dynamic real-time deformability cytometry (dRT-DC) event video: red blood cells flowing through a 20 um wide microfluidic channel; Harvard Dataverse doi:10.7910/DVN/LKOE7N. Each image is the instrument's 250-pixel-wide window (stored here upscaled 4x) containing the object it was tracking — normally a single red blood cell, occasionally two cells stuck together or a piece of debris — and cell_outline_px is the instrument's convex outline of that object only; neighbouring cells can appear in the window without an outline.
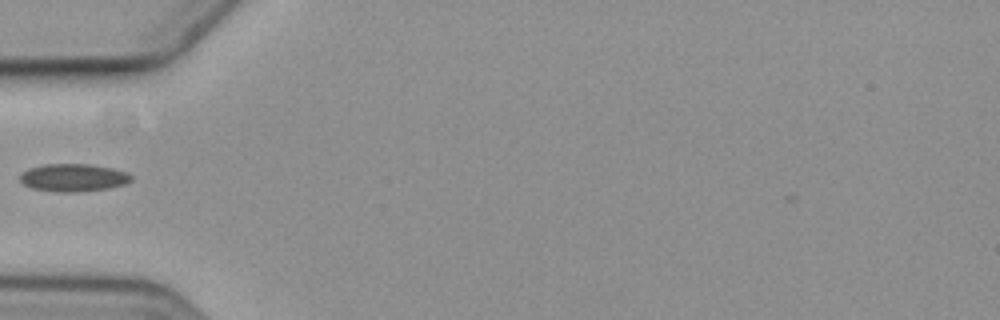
{"species": "common noctule bat (a hibernating species)", "species_latin": "Nyctalus noctula", "temperature_condition": "cold", "stored_images_in_passage": 2, "camera_frame_rate_fps": 3000, "um_per_image_px": 0.085, "animal": {"sex": "female", "body_mass_g": 19.3, "forearm_length_mm": 54.1}, "frame": {"image": 1, "passage_image": 1, "time_ms": 0.0, "image_size_px": [1000, 320], "cell_outline_px": [[132, 180], [124, 184], [108, 188], [76, 192], [56, 192], [32, 188], [24, 184], [20, 180], [20, 176], [28, 168], [44, 164], [88, 164], [112, 168], [124, 172], [132, 176]], "centroid_in_image_um": [6.21, 15.1], "position_along_channel_um": 78.8, "area_um2": 17.8}}
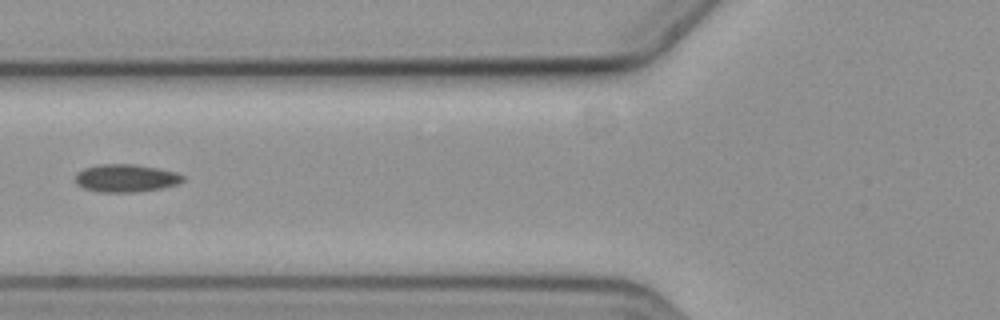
{"frame": {"image": 2, "passage_image": 2, "time_ms": 1.0, "image_size_px": [1000, 320], "cell_outline_px": [[184, 180], [180, 184], [164, 188], [136, 192], [96, 192], [84, 188], [76, 184], [76, 172], [84, 168], [100, 164], [132, 164], [156, 168], [176, 172], [184, 176]], "centroid_in_image_um": [10.71, 15.15], "position_along_channel_um": 115.1, "area_um2": 17.57}}